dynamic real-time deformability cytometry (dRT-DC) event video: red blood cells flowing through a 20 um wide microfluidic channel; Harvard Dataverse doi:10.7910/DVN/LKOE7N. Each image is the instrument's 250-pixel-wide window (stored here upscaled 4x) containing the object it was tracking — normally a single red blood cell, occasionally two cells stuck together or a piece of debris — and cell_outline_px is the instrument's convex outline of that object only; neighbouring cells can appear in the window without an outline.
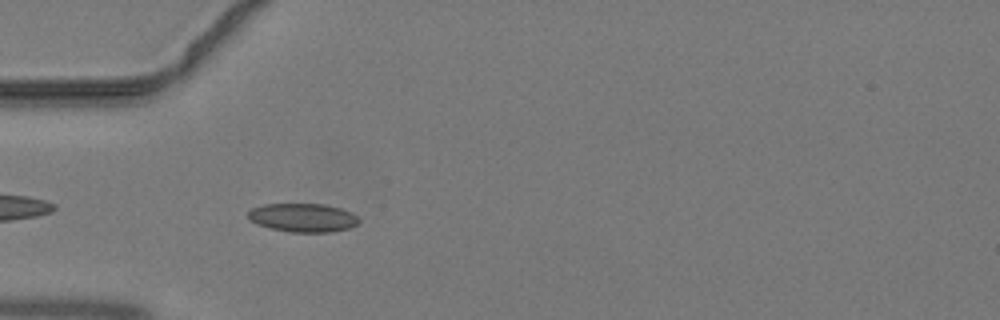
{"species": "common noctule bat (a hibernating species)", "species_latin": "Nyctalus noctula", "temperature_condition": "warm", "stored_images_in_passage": 29, "camera_frame_rate_fps": 3000, "um_per_image_px": 0.085, "animal": {"sex": "male", "body_mass_g": 19.2, "forearm_length_mm": 51.8}, "frame": {"image": 1, "passage_image": 2, "time_ms": 0.333, "image_size_px": [1000, 320], "cell_outline_px": [[360, 220], [356, 224], [348, 228], [332, 232], [288, 232], [268, 228], [256, 224], [248, 216], [248, 212], [252, 208], [264, 204], [324, 204], [340, 208], [352, 212]], "centroid_in_image_um": [25.74, 18.5], "position_along_channel_um": 59.3, "area_um2": 18.5}}
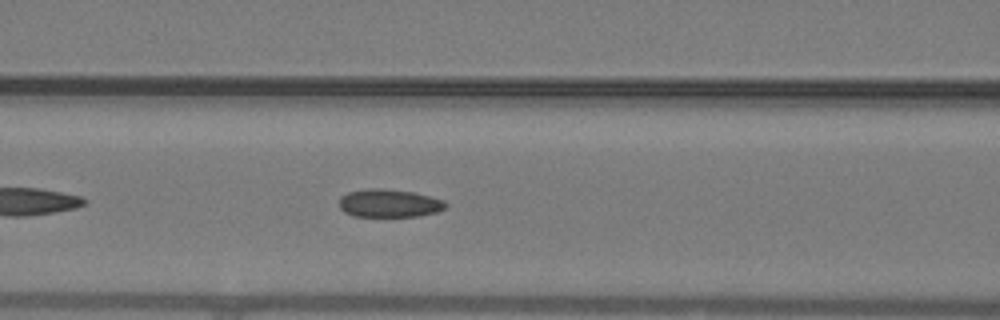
{"frame": {"image": 2, "passage_image": 7, "time_ms": 2.0, "image_size_px": [1000, 320], "cell_outline_px": [[448, 204], [444, 208], [436, 212], [420, 216], [356, 216], [344, 212], [340, 208], [340, 196], [348, 192], [368, 188], [384, 188], [412, 192], [444, 200]], "centroid_in_image_um": [33.07, 17.27], "position_along_channel_um": 133.5, "area_um2": 17.34}}
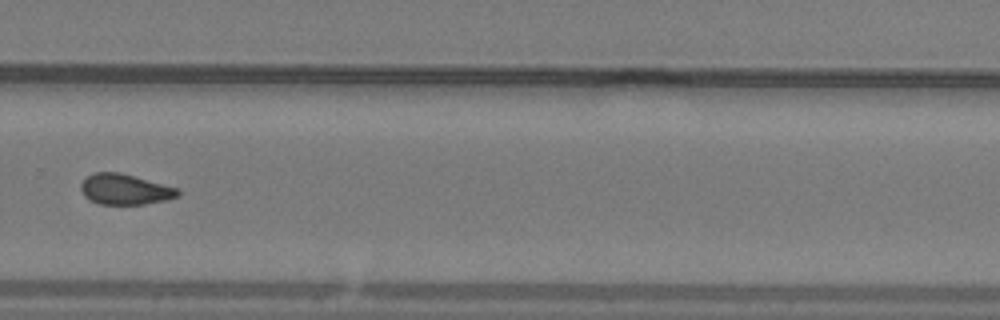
{"frame": {"image": 3, "passage_image": 19, "time_ms": 6.0, "image_size_px": [1000, 320], "cell_outline_px": [[180, 196], [164, 200], [144, 204], [100, 204], [88, 200], [84, 196], [80, 188], [80, 184], [88, 176], [96, 172], [120, 172], [180, 188]], "centroid_in_image_um": [10.64, 16.09], "position_along_channel_um": 319.2, "area_um2": 17.4}}